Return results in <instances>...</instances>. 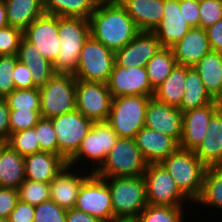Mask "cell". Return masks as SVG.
Returning a JSON list of instances; mask_svg holds the SVG:
<instances>
[{
  "mask_svg": "<svg viewBox=\"0 0 222 222\" xmlns=\"http://www.w3.org/2000/svg\"><path fill=\"white\" fill-rule=\"evenodd\" d=\"M89 23L90 35L114 52L141 32L118 0L97 3Z\"/></svg>",
  "mask_w": 222,
  "mask_h": 222,
  "instance_id": "1",
  "label": "cell"
},
{
  "mask_svg": "<svg viewBox=\"0 0 222 222\" xmlns=\"http://www.w3.org/2000/svg\"><path fill=\"white\" fill-rule=\"evenodd\" d=\"M161 164L193 205L201 196L207 166L193 150L181 147H178Z\"/></svg>",
  "mask_w": 222,
  "mask_h": 222,
  "instance_id": "2",
  "label": "cell"
},
{
  "mask_svg": "<svg viewBox=\"0 0 222 222\" xmlns=\"http://www.w3.org/2000/svg\"><path fill=\"white\" fill-rule=\"evenodd\" d=\"M58 33L60 52L53 67L56 73L74 74L78 67L81 49L90 37L89 19L58 16Z\"/></svg>",
  "mask_w": 222,
  "mask_h": 222,
  "instance_id": "3",
  "label": "cell"
},
{
  "mask_svg": "<svg viewBox=\"0 0 222 222\" xmlns=\"http://www.w3.org/2000/svg\"><path fill=\"white\" fill-rule=\"evenodd\" d=\"M102 179L111 192L113 218H136L148 205L143 175Z\"/></svg>",
  "mask_w": 222,
  "mask_h": 222,
  "instance_id": "4",
  "label": "cell"
},
{
  "mask_svg": "<svg viewBox=\"0 0 222 222\" xmlns=\"http://www.w3.org/2000/svg\"><path fill=\"white\" fill-rule=\"evenodd\" d=\"M147 165L135 138H118L104 163L94 174L100 178L141 176Z\"/></svg>",
  "mask_w": 222,
  "mask_h": 222,
  "instance_id": "5",
  "label": "cell"
},
{
  "mask_svg": "<svg viewBox=\"0 0 222 222\" xmlns=\"http://www.w3.org/2000/svg\"><path fill=\"white\" fill-rule=\"evenodd\" d=\"M152 96L128 95L112 98L110 113L106 122L119 138H135L145 126L148 100Z\"/></svg>",
  "mask_w": 222,
  "mask_h": 222,
  "instance_id": "6",
  "label": "cell"
},
{
  "mask_svg": "<svg viewBox=\"0 0 222 222\" xmlns=\"http://www.w3.org/2000/svg\"><path fill=\"white\" fill-rule=\"evenodd\" d=\"M76 83L72 73H56L40 90V115L52 118L76 110Z\"/></svg>",
  "mask_w": 222,
  "mask_h": 222,
  "instance_id": "7",
  "label": "cell"
},
{
  "mask_svg": "<svg viewBox=\"0 0 222 222\" xmlns=\"http://www.w3.org/2000/svg\"><path fill=\"white\" fill-rule=\"evenodd\" d=\"M118 138L116 132L107 122H94L91 130L83 139L79 150L68 161V165L77 168L80 166L78 164L82 162L84 169V164L86 162L89 164L90 162L88 166L89 168L92 167V169L90 168L89 172L95 173L104 163L107 154L111 151Z\"/></svg>",
  "mask_w": 222,
  "mask_h": 222,
  "instance_id": "8",
  "label": "cell"
},
{
  "mask_svg": "<svg viewBox=\"0 0 222 222\" xmlns=\"http://www.w3.org/2000/svg\"><path fill=\"white\" fill-rule=\"evenodd\" d=\"M114 64L115 52L90 35L81 49L73 75L78 80L107 83Z\"/></svg>",
  "mask_w": 222,
  "mask_h": 222,
  "instance_id": "9",
  "label": "cell"
},
{
  "mask_svg": "<svg viewBox=\"0 0 222 222\" xmlns=\"http://www.w3.org/2000/svg\"><path fill=\"white\" fill-rule=\"evenodd\" d=\"M58 143V155L67 162L77 153L94 121L78 110L50 118Z\"/></svg>",
  "mask_w": 222,
  "mask_h": 222,
  "instance_id": "10",
  "label": "cell"
},
{
  "mask_svg": "<svg viewBox=\"0 0 222 222\" xmlns=\"http://www.w3.org/2000/svg\"><path fill=\"white\" fill-rule=\"evenodd\" d=\"M143 176L149 205L184 207L191 203L161 163L148 164Z\"/></svg>",
  "mask_w": 222,
  "mask_h": 222,
  "instance_id": "11",
  "label": "cell"
},
{
  "mask_svg": "<svg viewBox=\"0 0 222 222\" xmlns=\"http://www.w3.org/2000/svg\"><path fill=\"white\" fill-rule=\"evenodd\" d=\"M74 208L108 222L113 218V206L107 183L92 173L82 183Z\"/></svg>",
  "mask_w": 222,
  "mask_h": 222,
  "instance_id": "12",
  "label": "cell"
},
{
  "mask_svg": "<svg viewBox=\"0 0 222 222\" xmlns=\"http://www.w3.org/2000/svg\"><path fill=\"white\" fill-rule=\"evenodd\" d=\"M112 102L106 83L78 80L76 110L94 122H106Z\"/></svg>",
  "mask_w": 222,
  "mask_h": 222,
  "instance_id": "13",
  "label": "cell"
},
{
  "mask_svg": "<svg viewBox=\"0 0 222 222\" xmlns=\"http://www.w3.org/2000/svg\"><path fill=\"white\" fill-rule=\"evenodd\" d=\"M23 38L54 64L60 52L58 16L44 13L23 31Z\"/></svg>",
  "mask_w": 222,
  "mask_h": 222,
  "instance_id": "14",
  "label": "cell"
},
{
  "mask_svg": "<svg viewBox=\"0 0 222 222\" xmlns=\"http://www.w3.org/2000/svg\"><path fill=\"white\" fill-rule=\"evenodd\" d=\"M112 98L128 95L153 96L146 67H121L116 63L107 81Z\"/></svg>",
  "mask_w": 222,
  "mask_h": 222,
  "instance_id": "15",
  "label": "cell"
},
{
  "mask_svg": "<svg viewBox=\"0 0 222 222\" xmlns=\"http://www.w3.org/2000/svg\"><path fill=\"white\" fill-rule=\"evenodd\" d=\"M182 111L167 105L154 96L148 100L145 115V126L159 133L172 137L178 144L182 137Z\"/></svg>",
  "mask_w": 222,
  "mask_h": 222,
  "instance_id": "16",
  "label": "cell"
},
{
  "mask_svg": "<svg viewBox=\"0 0 222 222\" xmlns=\"http://www.w3.org/2000/svg\"><path fill=\"white\" fill-rule=\"evenodd\" d=\"M222 106L215 100L211 104L183 112L182 137L179 147L195 150L208 134V124L212 115Z\"/></svg>",
  "mask_w": 222,
  "mask_h": 222,
  "instance_id": "17",
  "label": "cell"
},
{
  "mask_svg": "<svg viewBox=\"0 0 222 222\" xmlns=\"http://www.w3.org/2000/svg\"><path fill=\"white\" fill-rule=\"evenodd\" d=\"M157 37L148 31H141L124 48L115 51V63L121 67H146L147 62L161 48Z\"/></svg>",
  "mask_w": 222,
  "mask_h": 222,
  "instance_id": "18",
  "label": "cell"
},
{
  "mask_svg": "<svg viewBox=\"0 0 222 222\" xmlns=\"http://www.w3.org/2000/svg\"><path fill=\"white\" fill-rule=\"evenodd\" d=\"M74 169L75 167L67 164L66 167L63 168V170L49 183L50 200L67 210L75 207L78 192L82 183L92 174L88 171H85L86 173H84L83 170L78 171V169H76V171Z\"/></svg>",
  "mask_w": 222,
  "mask_h": 222,
  "instance_id": "19",
  "label": "cell"
},
{
  "mask_svg": "<svg viewBox=\"0 0 222 222\" xmlns=\"http://www.w3.org/2000/svg\"><path fill=\"white\" fill-rule=\"evenodd\" d=\"M191 26L180 13V0H164L163 18L152 33L162 47H172L180 41Z\"/></svg>",
  "mask_w": 222,
  "mask_h": 222,
  "instance_id": "20",
  "label": "cell"
},
{
  "mask_svg": "<svg viewBox=\"0 0 222 222\" xmlns=\"http://www.w3.org/2000/svg\"><path fill=\"white\" fill-rule=\"evenodd\" d=\"M171 50L178 65L193 67L212 49L206 29L191 27L184 37L171 47Z\"/></svg>",
  "mask_w": 222,
  "mask_h": 222,
  "instance_id": "21",
  "label": "cell"
},
{
  "mask_svg": "<svg viewBox=\"0 0 222 222\" xmlns=\"http://www.w3.org/2000/svg\"><path fill=\"white\" fill-rule=\"evenodd\" d=\"M135 141L148 164L161 163L179 147L172 137L146 126L137 132Z\"/></svg>",
  "mask_w": 222,
  "mask_h": 222,
  "instance_id": "22",
  "label": "cell"
},
{
  "mask_svg": "<svg viewBox=\"0 0 222 222\" xmlns=\"http://www.w3.org/2000/svg\"><path fill=\"white\" fill-rule=\"evenodd\" d=\"M68 162L58 154L37 152L24 156L25 179L50 183Z\"/></svg>",
  "mask_w": 222,
  "mask_h": 222,
  "instance_id": "23",
  "label": "cell"
},
{
  "mask_svg": "<svg viewBox=\"0 0 222 222\" xmlns=\"http://www.w3.org/2000/svg\"><path fill=\"white\" fill-rule=\"evenodd\" d=\"M208 134L194 150L195 155L207 166H222V106L212 115Z\"/></svg>",
  "mask_w": 222,
  "mask_h": 222,
  "instance_id": "24",
  "label": "cell"
},
{
  "mask_svg": "<svg viewBox=\"0 0 222 222\" xmlns=\"http://www.w3.org/2000/svg\"><path fill=\"white\" fill-rule=\"evenodd\" d=\"M140 31L152 32L163 18L164 0H118Z\"/></svg>",
  "mask_w": 222,
  "mask_h": 222,
  "instance_id": "25",
  "label": "cell"
},
{
  "mask_svg": "<svg viewBox=\"0 0 222 222\" xmlns=\"http://www.w3.org/2000/svg\"><path fill=\"white\" fill-rule=\"evenodd\" d=\"M16 56L20 62L28 66L32 73L33 83L37 87L43 86L56 74L53 64L24 38L20 42Z\"/></svg>",
  "mask_w": 222,
  "mask_h": 222,
  "instance_id": "26",
  "label": "cell"
},
{
  "mask_svg": "<svg viewBox=\"0 0 222 222\" xmlns=\"http://www.w3.org/2000/svg\"><path fill=\"white\" fill-rule=\"evenodd\" d=\"M193 68L210 96L222 103V52L209 51Z\"/></svg>",
  "mask_w": 222,
  "mask_h": 222,
  "instance_id": "27",
  "label": "cell"
},
{
  "mask_svg": "<svg viewBox=\"0 0 222 222\" xmlns=\"http://www.w3.org/2000/svg\"><path fill=\"white\" fill-rule=\"evenodd\" d=\"M25 181L24 156L2 141L0 157V187L18 189Z\"/></svg>",
  "mask_w": 222,
  "mask_h": 222,
  "instance_id": "28",
  "label": "cell"
},
{
  "mask_svg": "<svg viewBox=\"0 0 222 222\" xmlns=\"http://www.w3.org/2000/svg\"><path fill=\"white\" fill-rule=\"evenodd\" d=\"M8 25L23 31L45 13L42 0H4Z\"/></svg>",
  "mask_w": 222,
  "mask_h": 222,
  "instance_id": "29",
  "label": "cell"
},
{
  "mask_svg": "<svg viewBox=\"0 0 222 222\" xmlns=\"http://www.w3.org/2000/svg\"><path fill=\"white\" fill-rule=\"evenodd\" d=\"M184 89L183 98L179 106L182 113L211 104L215 101L207 92L198 72L193 67L186 66Z\"/></svg>",
  "mask_w": 222,
  "mask_h": 222,
  "instance_id": "30",
  "label": "cell"
},
{
  "mask_svg": "<svg viewBox=\"0 0 222 222\" xmlns=\"http://www.w3.org/2000/svg\"><path fill=\"white\" fill-rule=\"evenodd\" d=\"M186 79V66L178 65L172 69L169 76L155 89L154 97L173 107L179 108Z\"/></svg>",
  "mask_w": 222,
  "mask_h": 222,
  "instance_id": "31",
  "label": "cell"
},
{
  "mask_svg": "<svg viewBox=\"0 0 222 222\" xmlns=\"http://www.w3.org/2000/svg\"><path fill=\"white\" fill-rule=\"evenodd\" d=\"M45 13L59 17L89 19L97 5L95 0H42Z\"/></svg>",
  "mask_w": 222,
  "mask_h": 222,
  "instance_id": "32",
  "label": "cell"
},
{
  "mask_svg": "<svg viewBox=\"0 0 222 222\" xmlns=\"http://www.w3.org/2000/svg\"><path fill=\"white\" fill-rule=\"evenodd\" d=\"M202 205L200 209H203V206L207 208L213 207L214 209L218 208L220 211L222 209V166H211L207 167L204 182L203 190L200 198L194 203Z\"/></svg>",
  "mask_w": 222,
  "mask_h": 222,
  "instance_id": "33",
  "label": "cell"
},
{
  "mask_svg": "<svg viewBox=\"0 0 222 222\" xmlns=\"http://www.w3.org/2000/svg\"><path fill=\"white\" fill-rule=\"evenodd\" d=\"M176 64L170 47H161L147 62L148 79L154 90L169 76Z\"/></svg>",
  "mask_w": 222,
  "mask_h": 222,
  "instance_id": "34",
  "label": "cell"
},
{
  "mask_svg": "<svg viewBox=\"0 0 222 222\" xmlns=\"http://www.w3.org/2000/svg\"><path fill=\"white\" fill-rule=\"evenodd\" d=\"M185 207L147 205L136 217L137 222H186Z\"/></svg>",
  "mask_w": 222,
  "mask_h": 222,
  "instance_id": "35",
  "label": "cell"
},
{
  "mask_svg": "<svg viewBox=\"0 0 222 222\" xmlns=\"http://www.w3.org/2000/svg\"><path fill=\"white\" fill-rule=\"evenodd\" d=\"M4 99L9 109L41 110L39 87L14 89Z\"/></svg>",
  "mask_w": 222,
  "mask_h": 222,
  "instance_id": "36",
  "label": "cell"
},
{
  "mask_svg": "<svg viewBox=\"0 0 222 222\" xmlns=\"http://www.w3.org/2000/svg\"><path fill=\"white\" fill-rule=\"evenodd\" d=\"M18 198L22 202L37 206L50 200V184L25 179L17 189Z\"/></svg>",
  "mask_w": 222,
  "mask_h": 222,
  "instance_id": "37",
  "label": "cell"
},
{
  "mask_svg": "<svg viewBox=\"0 0 222 222\" xmlns=\"http://www.w3.org/2000/svg\"><path fill=\"white\" fill-rule=\"evenodd\" d=\"M6 142L13 150L17 151L22 156L40 152L35 127L11 133Z\"/></svg>",
  "mask_w": 222,
  "mask_h": 222,
  "instance_id": "38",
  "label": "cell"
},
{
  "mask_svg": "<svg viewBox=\"0 0 222 222\" xmlns=\"http://www.w3.org/2000/svg\"><path fill=\"white\" fill-rule=\"evenodd\" d=\"M34 127L40 151L58 154L56 133L51 120L41 117Z\"/></svg>",
  "mask_w": 222,
  "mask_h": 222,
  "instance_id": "39",
  "label": "cell"
},
{
  "mask_svg": "<svg viewBox=\"0 0 222 222\" xmlns=\"http://www.w3.org/2000/svg\"><path fill=\"white\" fill-rule=\"evenodd\" d=\"M40 111L10 109V134L34 127L41 118Z\"/></svg>",
  "mask_w": 222,
  "mask_h": 222,
  "instance_id": "40",
  "label": "cell"
},
{
  "mask_svg": "<svg viewBox=\"0 0 222 222\" xmlns=\"http://www.w3.org/2000/svg\"><path fill=\"white\" fill-rule=\"evenodd\" d=\"M17 61L16 55H0V98H5L15 89L12 74Z\"/></svg>",
  "mask_w": 222,
  "mask_h": 222,
  "instance_id": "41",
  "label": "cell"
},
{
  "mask_svg": "<svg viewBox=\"0 0 222 222\" xmlns=\"http://www.w3.org/2000/svg\"><path fill=\"white\" fill-rule=\"evenodd\" d=\"M67 209L60 207L52 200L35 206L33 222H66Z\"/></svg>",
  "mask_w": 222,
  "mask_h": 222,
  "instance_id": "42",
  "label": "cell"
},
{
  "mask_svg": "<svg viewBox=\"0 0 222 222\" xmlns=\"http://www.w3.org/2000/svg\"><path fill=\"white\" fill-rule=\"evenodd\" d=\"M222 20V0H199V27L206 29Z\"/></svg>",
  "mask_w": 222,
  "mask_h": 222,
  "instance_id": "43",
  "label": "cell"
},
{
  "mask_svg": "<svg viewBox=\"0 0 222 222\" xmlns=\"http://www.w3.org/2000/svg\"><path fill=\"white\" fill-rule=\"evenodd\" d=\"M23 39V30L13 26L0 29V55H16L20 42Z\"/></svg>",
  "mask_w": 222,
  "mask_h": 222,
  "instance_id": "44",
  "label": "cell"
},
{
  "mask_svg": "<svg viewBox=\"0 0 222 222\" xmlns=\"http://www.w3.org/2000/svg\"><path fill=\"white\" fill-rule=\"evenodd\" d=\"M15 89H32L37 87L32 80V73L27 65L23 64L19 60L16 62L14 71L12 74Z\"/></svg>",
  "mask_w": 222,
  "mask_h": 222,
  "instance_id": "45",
  "label": "cell"
},
{
  "mask_svg": "<svg viewBox=\"0 0 222 222\" xmlns=\"http://www.w3.org/2000/svg\"><path fill=\"white\" fill-rule=\"evenodd\" d=\"M18 200L16 189L0 187V218H8Z\"/></svg>",
  "mask_w": 222,
  "mask_h": 222,
  "instance_id": "46",
  "label": "cell"
},
{
  "mask_svg": "<svg viewBox=\"0 0 222 222\" xmlns=\"http://www.w3.org/2000/svg\"><path fill=\"white\" fill-rule=\"evenodd\" d=\"M35 206L29 203L17 201L14 210L10 213L9 222H33Z\"/></svg>",
  "mask_w": 222,
  "mask_h": 222,
  "instance_id": "47",
  "label": "cell"
},
{
  "mask_svg": "<svg viewBox=\"0 0 222 222\" xmlns=\"http://www.w3.org/2000/svg\"><path fill=\"white\" fill-rule=\"evenodd\" d=\"M180 13L191 27H199V0H180Z\"/></svg>",
  "mask_w": 222,
  "mask_h": 222,
  "instance_id": "48",
  "label": "cell"
},
{
  "mask_svg": "<svg viewBox=\"0 0 222 222\" xmlns=\"http://www.w3.org/2000/svg\"><path fill=\"white\" fill-rule=\"evenodd\" d=\"M206 32L211 49L222 52V20L206 28Z\"/></svg>",
  "mask_w": 222,
  "mask_h": 222,
  "instance_id": "49",
  "label": "cell"
},
{
  "mask_svg": "<svg viewBox=\"0 0 222 222\" xmlns=\"http://www.w3.org/2000/svg\"><path fill=\"white\" fill-rule=\"evenodd\" d=\"M9 111L6 100L0 98V141H6L10 137Z\"/></svg>",
  "mask_w": 222,
  "mask_h": 222,
  "instance_id": "50",
  "label": "cell"
},
{
  "mask_svg": "<svg viewBox=\"0 0 222 222\" xmlns=\"http://www.w3.org/2000/svg\"><path fill=\"white\" fill-rule=\"evenodd\" d=\"M66 222H104L101 219L92 217L91 215L79 211L75 208L67 210Z\"/></svg>",
  "mask_w": 222,
  "mask_h": 222,
  "instance_id": "51",
  "label": "cell"
},
{
  "mask_svg": "<svg viewBox=\"0 0 222 222\" xmlns=\"http://www.w3.org/2000/svg\"><path fill=\"white\" fill-rule=\"evenodd\" d=\"M8 26V20L6 15V7L4 0H0V29Z\"/></svg>",
  "mask_w": 222,
  "mask_h": 222,
  "instance_id": "52",
  "label": "cell"
},
{
  "mask_svg": "<svg viewBox=\"0 0 222 222\" xmlns=\"http://www.w3.org/2000/svg\"><path fill=\"white\" fill-rule=\"evenodd\" d=\"M108 222H137L136 218H126V217H114Z\"/></svg>",
  "mask_w": 222,
  "mask_h": 222,
  "instance_id": "53",
  "label": "cell"
},
{
  "mask_svg": "<svg viewBox=\"0 0 222 222\" xmlns=\"http://www.w3.org/2000/svg\"><path fill=\"white\" fill-rule=\"evenodd\" d=\"M97 3H104V2H110L113 0H95Z\"/></svg>",
  "mask_w": 222,
  "mask_h": 222,
  "instance_id": "54",
  "label": "cell"
},
{
  "mask_svg": "<svg viewBox=\"0 0 222 222\" xmlns=\"http://www.w3.org/2000/svg\"><path fill=\"white\" fill-rule=\"evenodd\" d=\"M0 222H9L8 218H0Z\"/></svg>",
  "mask_w": 222,
  "mask_h": 222,
  "instance_id": "55",
  "label": "cell"
},
{
  "mask_svg": "<svg viewBox=\"0 0 222 222\" xmlns=\"http://www.w3.org/2000/svg\"><path fill=\"white\" fill-rule=\"evenodd\" d=\"M1 152H2V141H0V157H1Z\"/></svg>",
  "mask_w": 222,
  "mask_h": 222,
  "instance_id": "56",
  "label": "cell"
}]
</instances>
